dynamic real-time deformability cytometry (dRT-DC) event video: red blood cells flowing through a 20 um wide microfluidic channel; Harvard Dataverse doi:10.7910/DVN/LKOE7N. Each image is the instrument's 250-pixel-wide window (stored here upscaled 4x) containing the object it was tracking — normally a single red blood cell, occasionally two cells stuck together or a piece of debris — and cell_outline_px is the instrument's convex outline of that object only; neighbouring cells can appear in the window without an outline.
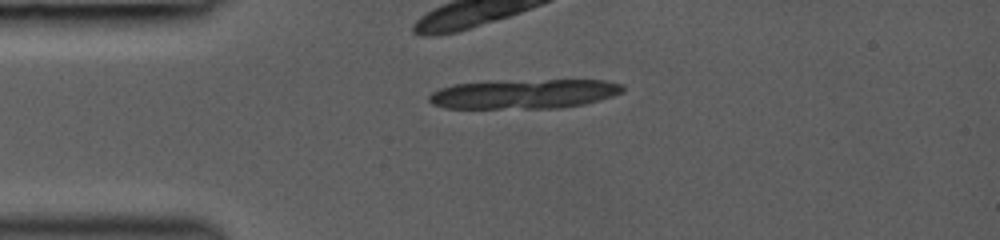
{"species": "common noctule bat (a hibernating species)", "species_latin": "Nyctalus noctula", "temperature_condition": "room temperature", "stored_images_in_passage": 27, "camera_frame_rate_fps": 3000, "um_per_image_px": 0.085, "animal": {"sex": "female", "body_mass_g": 19.0, "forearm_length_mm": 53.3}, "frame": {"image": 1, "passage_image": 1, "time_ms": 0.0, "image_size_px": [1000, 240], "cell_outline_px": [[624, 92], [612, 96], [584, 104], [560, 108], [444, 108], [432, 104], [428, 100], [428, 96], [432, 92], [440, 88], [456, 84], [544, 80], [604, 80], [624, 84]], "centroid_in_image_um": [44.59, 8.0], "position_along_channel_um": 40.4, "area_um2": 32.89}}